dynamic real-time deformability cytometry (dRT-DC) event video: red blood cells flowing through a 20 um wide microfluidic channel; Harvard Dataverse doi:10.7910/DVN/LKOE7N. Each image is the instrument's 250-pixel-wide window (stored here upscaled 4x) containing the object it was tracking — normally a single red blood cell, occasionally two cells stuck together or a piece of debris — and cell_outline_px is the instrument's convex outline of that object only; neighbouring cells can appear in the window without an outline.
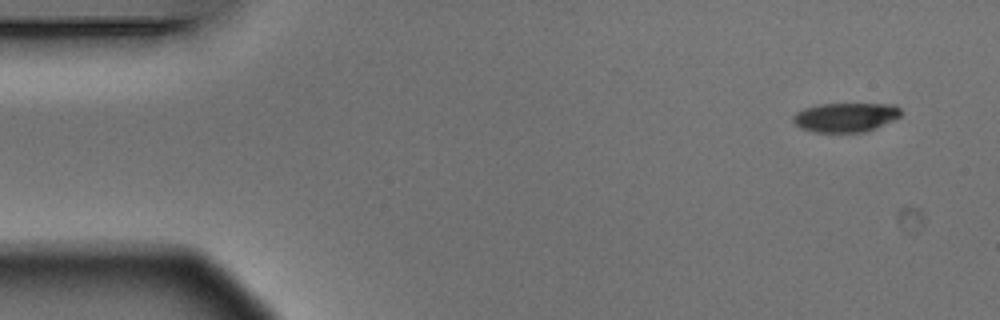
{"species": "Egyptian fruit bat (a non-hibernating species)", "species_latin": "Rousettus aegyptiacus", "temperature_condition": "warm", "stored_images_in_passage": 7, "camera_frame_rate_fps": 3000, "um_per_image_px": 0.085, "animal": {"sex": "male"}, "frame": {"image": 1, "passage_image": 1, "time_ms": 0.0, "image_size_px": [1000, 320], "cell_outline_px": [[904, 112], [900, 116], [892, 120], [864, 132], [816, 132], [800, 128], [792, 120], [792, 116], [796, 112], [804, 108], [820, 104], [896, 104]], "centroid_in_image_um": [71.87, 9.96], "position_along_channel_um": 13.1, "area_um2": 18.32}}
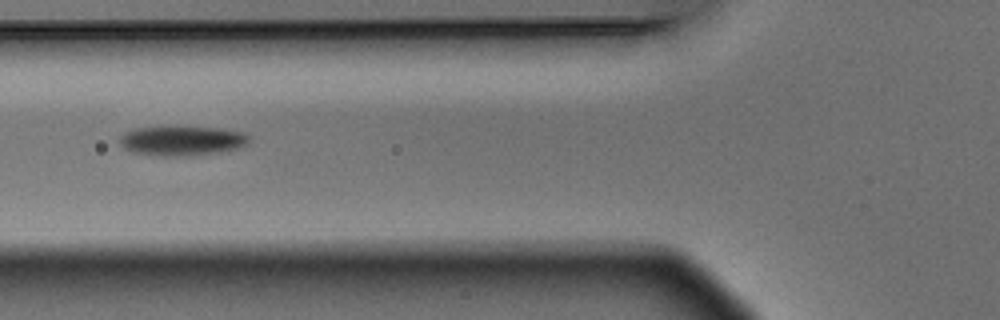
{"frame": {"image": 2, "passage_image": 6, "time_ms": 1.667, "image_size_px": [1000, 320], "cell_outline_px": [[248, 144], [236, 148], [220, 152], [188, 156], [164, 156], [132, 152], [124, 148], [120, 144], [120, 136], [124, 132], [132, 128], [176, 124], [220, 128], [240, 132], [248, 136]], "centroid_in_image_um": [15.4, 11.92], "position_along_channel_um": 110.4, "area_um2": 23.12}}
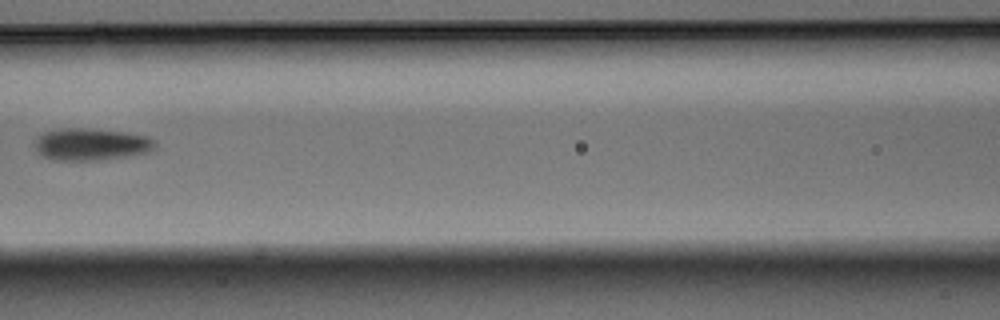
{"frame": {"image": 3, "passage_image": 7, "time_ms": 2.0, "image_size_px": [1000, 320], "cell_outline_px": [[156, 144], [148, 152], [128, 156], [104, 160], [56, 160], [44, 156], [32, 144], [36, 136], [44, 132], [60, 128], [88, 128], [124, 132], [148, 136]], "centroid_in_image_um": [7.7, 12.26], "position_along_channel_um": 158.9, "area_um2": 22.54}}